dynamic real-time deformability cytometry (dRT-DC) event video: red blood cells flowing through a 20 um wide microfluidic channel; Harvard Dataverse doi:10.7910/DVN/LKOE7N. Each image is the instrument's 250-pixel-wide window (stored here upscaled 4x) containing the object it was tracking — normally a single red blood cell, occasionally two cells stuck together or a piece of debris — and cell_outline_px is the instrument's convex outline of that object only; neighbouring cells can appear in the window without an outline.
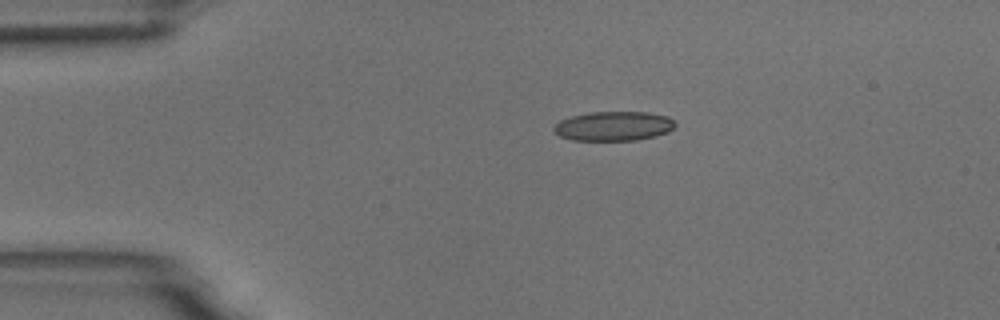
{"species": "common noctule bat (a hibernating species)", "species_latin": "Nyctalus noctula", "temperature_condition": "room temperature", "stored_images_in_passage": 5, "camera_frame_rate_fps": 3000, "um_per_image_px": 0.085, "animal": {"sex": "male", "body_mass_g": 18.8}, "frame": {"image": 1, "passage_image": 5, "time_ms": 4.667, "image_size_px": [1000, 320], "cell_outline_px": [[676, 124], [668, 132], [656, 136], [636, 140], [572, 140], [560, 136], [552, 128], [560, 120], [572, 116], [588, 112], [648, 112], [668, 116]], "centroid_in_image_um": [52.16, 10.71], "position_along_channel_um": 32.8, "area_um2": 20.75}}